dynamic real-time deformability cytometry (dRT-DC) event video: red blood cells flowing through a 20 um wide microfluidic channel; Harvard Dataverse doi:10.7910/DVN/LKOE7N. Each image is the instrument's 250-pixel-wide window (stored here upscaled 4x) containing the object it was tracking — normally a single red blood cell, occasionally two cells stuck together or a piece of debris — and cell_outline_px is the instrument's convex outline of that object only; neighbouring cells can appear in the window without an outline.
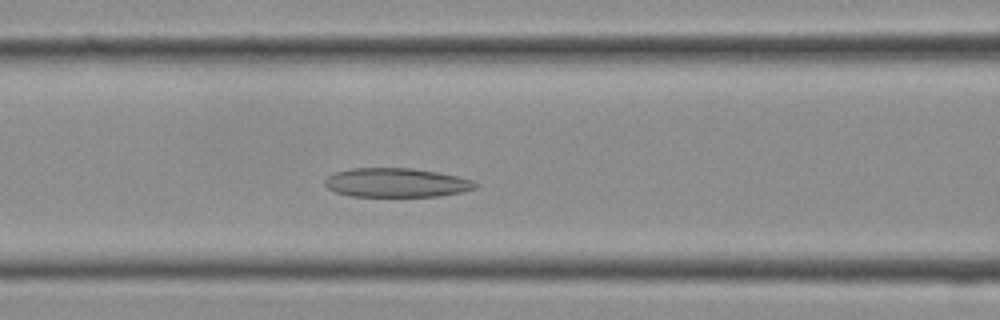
{"species": "Egyptian fruit bat (a non-hibernating species)", "species_latin": "Rousettus aegyptiacus", "temperature_condition": "cold", "stored_images_in_passage": 6, "camera_frame_rate_fps": 3000, "um_per_image_px": 0.085, "frame": {"image": 1, "passage_image": 4, "time_ms": 1.0, "image_size_px": [1000, 320], "cell_outline_px": [[480, 184], [476, 188], [464, 192], [436, 196], [348, 196], [336, 192], [328, 188], [324, 184], [324, 180], [332, 172], [348, 168], [412, 168], [460, 176], [472, 180]], "centroid_in_image_um": [33.69, 15.52], "position_along_channel_um": 132.9, "area_um2": 25.78}}
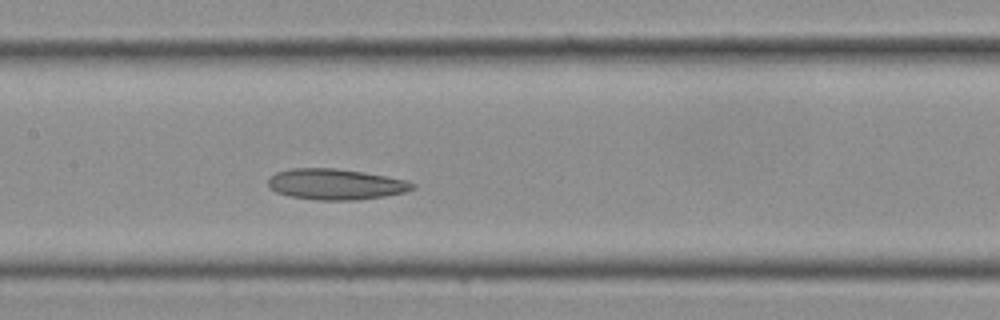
{"frame": {"image": 2, "passage_image": 6, "time_ms": 1.667, "image_size_px": [1000, 320], "cell_outline_px": [[416, 188], [404, 192], [384, 196], [356, 200], [316, 200], [288, 196], [276, 192], [268, 184], [268, 180], [276, 172], [292, 168], [336, 168], [408, 180], [416, 184]], "centroid_in_image_um": [28.54, 15.66], "position_along_channel_um": 178.9, "area_um2": 25.84}}